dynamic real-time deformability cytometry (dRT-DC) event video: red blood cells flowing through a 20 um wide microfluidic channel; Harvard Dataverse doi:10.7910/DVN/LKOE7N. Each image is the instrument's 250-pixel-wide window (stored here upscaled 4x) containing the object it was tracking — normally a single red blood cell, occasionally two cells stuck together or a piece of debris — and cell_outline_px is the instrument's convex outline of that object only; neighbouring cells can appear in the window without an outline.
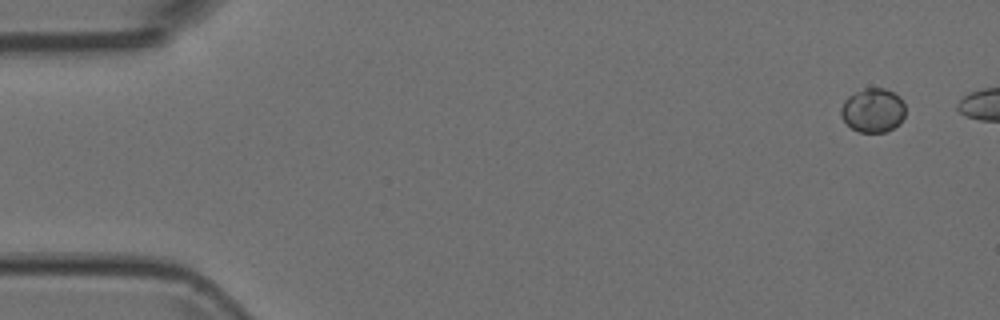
{"species": "Egyptian fruit bat (a non-hibernating species)", "species_latin": "Rousettus aegyptiacus", "temperature_condition": "room temperature", "stored_images_in_passage": 5, "camera_frame_rate_fps": 3000, "um_per_image_px": 0.085, "animal": {"sex": "female"}, "frame": {"image": 1, "passage_image": 1, "time_ms": 0.0, "image_size_px": [1000, 320], "cell_outline_px": [[904, 116], [900, 124], [884, 132], [860, 132], [852, 128], [840, 116], [840, 108], [844, 100], [848, 96], [864, 88], [884, 88], [900, 96], [904, 104]], "centroid_in_image_um": [74.19, 9.37], "position_along_channel_um": 10.8, "area_um2": 16.53}}